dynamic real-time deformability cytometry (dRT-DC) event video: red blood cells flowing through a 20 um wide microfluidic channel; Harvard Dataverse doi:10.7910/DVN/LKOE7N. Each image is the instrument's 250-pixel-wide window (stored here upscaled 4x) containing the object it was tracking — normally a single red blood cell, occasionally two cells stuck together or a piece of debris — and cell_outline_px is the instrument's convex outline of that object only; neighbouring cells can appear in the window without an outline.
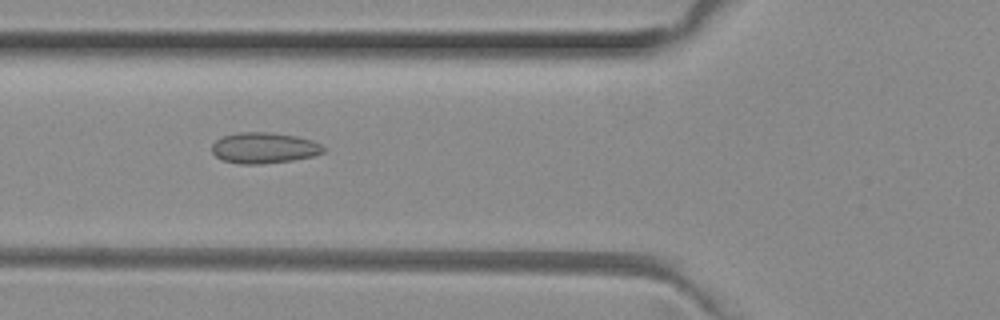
{"species": "common noctule bat (a hibernating species)", "species_latin": "Nyctalus noctula", "temperature_condition": "room temperature", "stored_images_in_passage": 8, "camera_frame_rate_fps": 3000, "um_per_image_px": 0.085, "animal": {"sex": "female", "body_mass_g": 29.2, "forearm_length_mm": 56.3}, "frame": {"image": 1, "passage_image": 3, "time_ms": 0.667, "image_size_px": [1000, 320], "cell_outline_px": [[328, 148], [324, 152], [312, 156], [292, 160], [260, 164], [240, 164], [224, 160], [216, 156], [212, 152], [212, 144], [216, 140], [224, 136], [236, 132], [268, 132], [296, 136], [312, 140]], "centroid_in_image_um": [22.46, 12.57], "position_along_channel_um": 103.3, "area_um2": 20.06}}
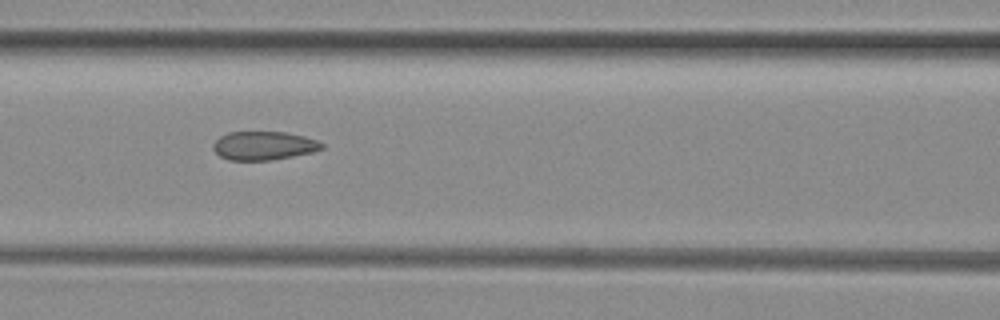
{"frame": {"image": 2, "passage_image": 6, "time_ms": 1.667, "image_size_px": [1000, 320], "cell_outline_px": [[324, 148], [312, 152], [272, 160], [228, 160], [220, 156], [212, 148], [212, 144], [220, 136], [228, 132], [284, 132], [304, 136], [316, 140], [324, 144]], "centroid_in_image_um": [22.4, 12.38], "position_along_channel_um": 144.2, "area_um2": 18.09}}